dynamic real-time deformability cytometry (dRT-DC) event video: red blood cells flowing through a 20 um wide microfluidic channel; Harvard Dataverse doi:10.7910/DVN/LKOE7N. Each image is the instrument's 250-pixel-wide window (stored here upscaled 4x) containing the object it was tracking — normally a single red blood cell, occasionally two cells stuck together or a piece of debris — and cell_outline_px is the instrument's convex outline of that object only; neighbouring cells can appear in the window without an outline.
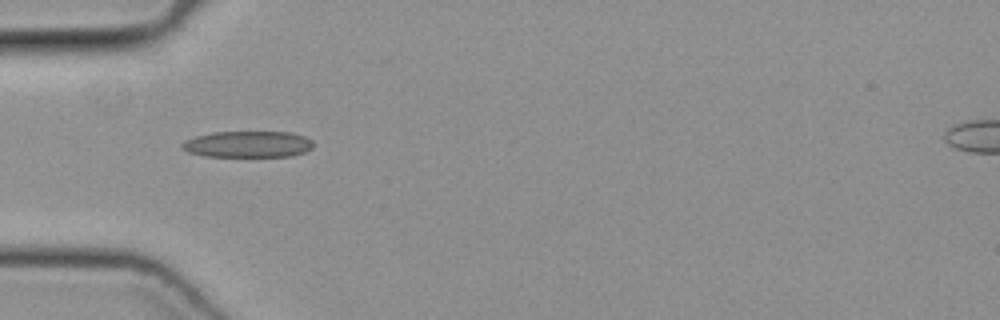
{"species": "common noctule bat (a hibernating species)", "species_latin": "Nyctalus noctula", "temperature_condition": "cold", "stored_images_in_passage": 19, "camera_frame_rate_fps": 3000, "um_per_image_px": 0.085, "animal": {"sex": "female", "body_mass_g": 19.3, "forearm_length_mm": 54.1}, "frame": {"image": 1, "passage_image": 1, "time_ms": 0.0, "image_size_px": [1000, 320], "cell_outline_px": [[312, 148], [304, 152], [292, 156], [204, 156], [188, 152], [180, 144], [184, 140], [196, 136], [212, 132], [292, 132], [304, 136], [312, 140]], "centroid_in_image_um": [21.07, 12.25], "position_along_channel_um": 63.9, "area_um2": 20.11}}